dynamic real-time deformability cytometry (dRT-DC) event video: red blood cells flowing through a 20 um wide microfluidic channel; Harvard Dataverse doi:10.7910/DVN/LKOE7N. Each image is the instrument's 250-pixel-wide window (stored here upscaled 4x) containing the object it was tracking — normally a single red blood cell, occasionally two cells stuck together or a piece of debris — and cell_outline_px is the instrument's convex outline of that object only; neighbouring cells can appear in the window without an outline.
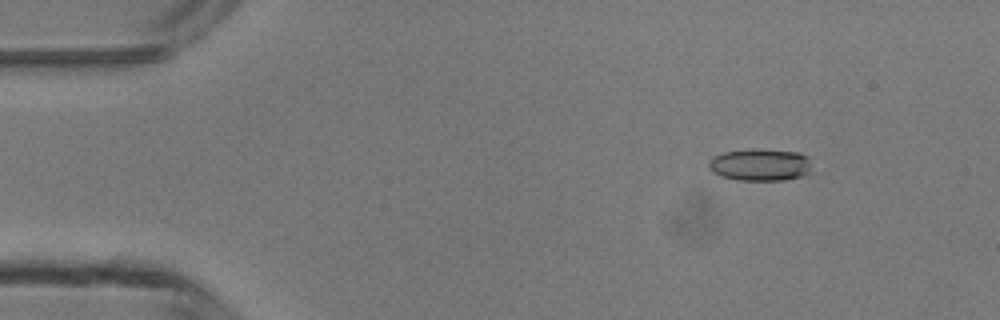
{"species": "common noctule bat (a hibernating species)", "species_latin": "Nyctalus noctula", "temperature_condition": "room temperature", "stored_images_in_passage": 44, "camera_frame_rate_fps": 3000, "um_per_image_px": 0.085, "animal": {"sex": "male", "body_mass_g": 13.3}, "frame": {"image": 1, "passage_image": 1, "time_ms": 0.0, "image_size_px": [1000, 320], "cell_outline_px": [[808, 172], [804, 176], [784, 180], [736, 180], [720, 176], [712, 172], [708, 168], [708, 160], [712, 156], [724, 152], [760, 148], [800, 152], [808, 156]], "centroid_in_image_um": [64.56, 14.0], "position_along_channel_um": 20.4, "area_um2": 19.54}}
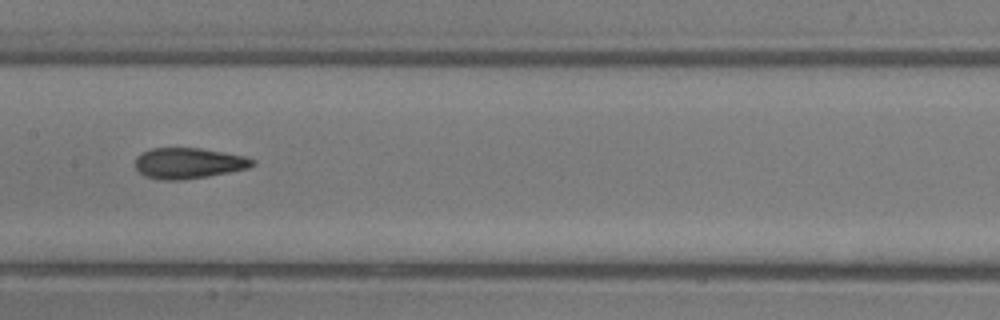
{"frame": {"image": 2, "passage_image": 19, "time_ms": 6.0, "image_size_px": [1000, 320], "cell_outline_px": [[256, 164], [248, 168], [208, 176], [180, 180], [164, 180], [144, 176], [136, 168], [136, 156], [152, 148], [200, 148], [224, 152], [244, 156], [256, 160]], "centroid_in_image_um": [16.04, 13.87], "position_along_channel_um": 191.4, "area_um2": 20.92}}
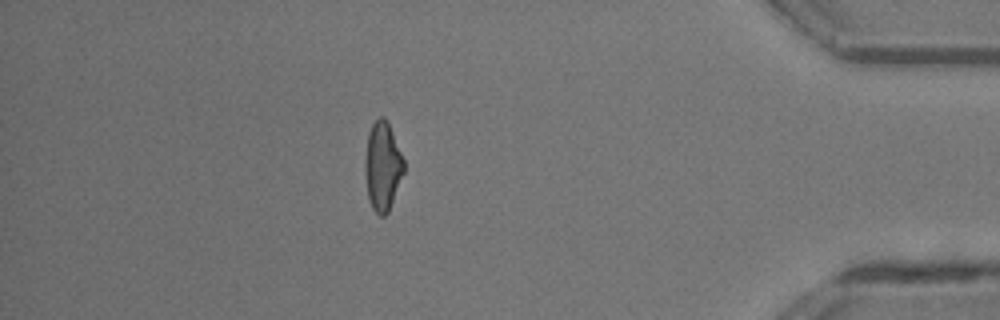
{"frame": {"image": 3, "passage_image": 37, "time_ms": 12.0, "image_size_px": [1000, 320], "cell_outline_px": [[404, 172], [388, 212], [384, 216], [380, 216], [372, 208], [368, 200], [364, 168], [364, 164], [368, 132], [372, 124], [380, 116], [384, 116], [388, 124], [404, 160]], "centroid_in_image_um": [32.5, 14.15], "position_along_channel_um": 402.7, "area_um2": 19.94}}